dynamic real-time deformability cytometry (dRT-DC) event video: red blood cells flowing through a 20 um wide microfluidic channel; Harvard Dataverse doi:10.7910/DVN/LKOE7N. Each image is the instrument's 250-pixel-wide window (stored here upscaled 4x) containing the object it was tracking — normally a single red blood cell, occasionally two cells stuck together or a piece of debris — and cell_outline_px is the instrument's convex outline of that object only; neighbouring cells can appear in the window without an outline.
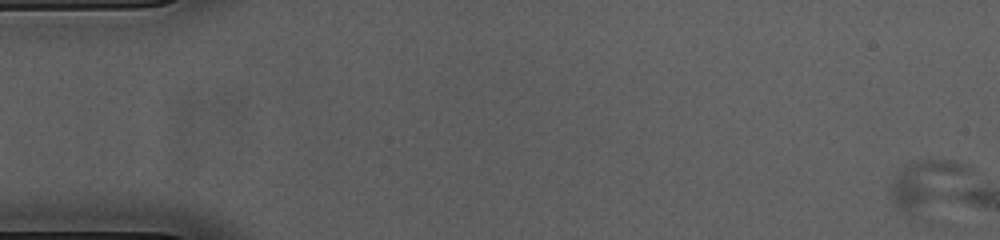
{"species": "common noctule bat (a hibernating species)", "species_latin": "Nyctalus noctula", "temperature_condition": "cold", "stored_images_in_passage": 1, "camera_frame_rate_fps": 3000, "um_per_image_px": 0.085, "animal": {"sex": "female", "body_mass_g": 23.0, "forearm_length_mm": 53.4}, "frame": {"image": 1, "passage_image": 1, "time_ms": 0.0, "image_size_px": [1000, 240], "cell_outline_px": [[968, 168], [964, 172], [916, 216], [908, 216], [896, 208], [892, 200], [888, 188], [888, 184], [896, 168], [916, 160], [952, 160]], "centroid_in_image_um": [78.35, 15.6], "position_along_channel_um": 6.6, "area_um2": 20.11}}